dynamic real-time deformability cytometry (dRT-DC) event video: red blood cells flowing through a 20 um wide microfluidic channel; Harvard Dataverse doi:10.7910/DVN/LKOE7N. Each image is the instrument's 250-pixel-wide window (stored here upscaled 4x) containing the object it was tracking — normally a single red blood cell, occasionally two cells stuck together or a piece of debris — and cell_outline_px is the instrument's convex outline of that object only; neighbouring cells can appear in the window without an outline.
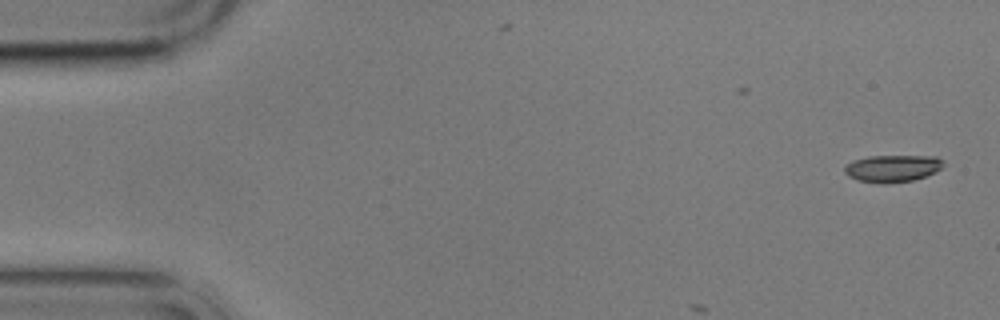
{"species": "common noctule bat (a hibernating species)", "species_latin": "Nyctalus noctula", "temperature_condition": "cold", "stored_images_in_passage": 5, "camera_frame_rate_fps": 3000, "um_per_image_px": 0.085, "animal": {"sex": "male", "body_mass_g": 17.9}, "frame": {"image": 1, "passage_image": 1, "time_ms": 0.0, "image_size_px": [1000, 320], "cell_outline_px": [[944, 164], [936, 172], [912, 180], [884, 184], [880, 184], [856, 180], [848, 176], [844, 172], [844, 164], [852, 160], [868, 156], [936, 156], [944, 160]], "centroid_in_image_um": [75.82, 14.31], "position_along_channel_um": 9.2, "area_um2": 15.84}}
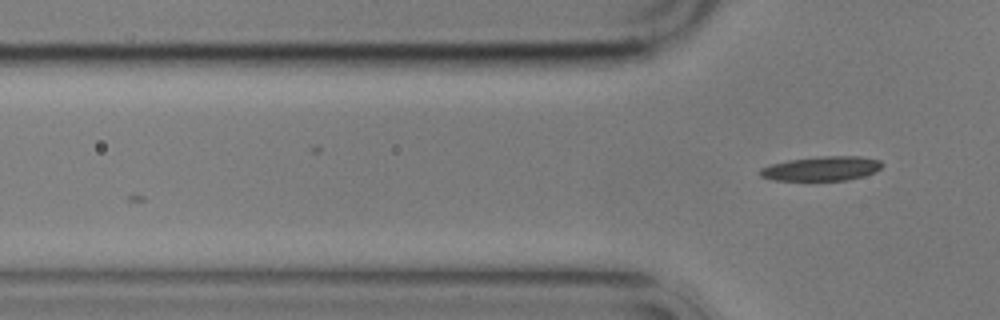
{"frame": {"image": 2, "passage_image": 5, "time_ms": 4.667, "image_size_px": [1000, 320], "cell_outline_px": [[884, 164], [876, 172], [864, 176], [848, 180], [772, 180], [760, 176], [760, 168], [772, 164], [788, 160], [820, 156], [860, 156], [880, 160]], "centroid_in_image_um": [69.87, 14.32], "position_along_channel_um": 55.9, "area_um2": 17.4}}